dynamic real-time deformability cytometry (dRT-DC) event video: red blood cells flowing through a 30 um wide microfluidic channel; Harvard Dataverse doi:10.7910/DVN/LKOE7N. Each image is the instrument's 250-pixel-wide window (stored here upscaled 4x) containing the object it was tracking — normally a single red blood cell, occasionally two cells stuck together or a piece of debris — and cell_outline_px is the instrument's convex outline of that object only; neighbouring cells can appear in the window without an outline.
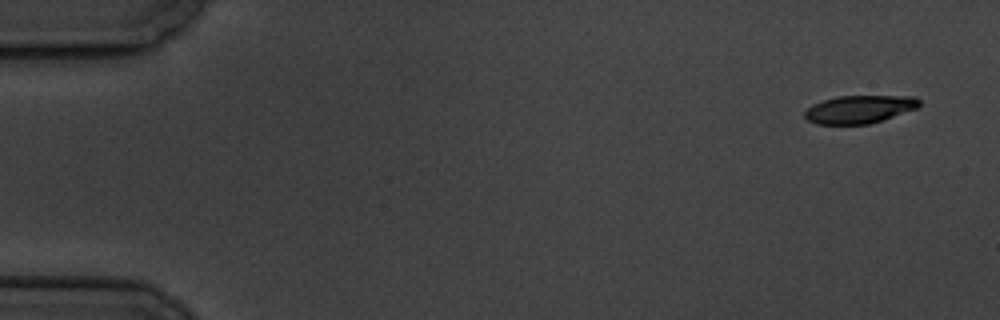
{"species": "common noctule bat (a hibernating species)", "species_latin": "Nyctalus noctula", "temperature_condition": "cold", "stored_images_in_passage": 5, "camera_frame_rate_fps": 3000, "um_per_image_px": 0.085, "animal": {"sex": "male", "body_mass_g": 19.5, "forearm_length_mm": 54.6}, "frame": {"image": 1, "passage_image": 1, "time_ms": 0.0, "image_size_px": [1000, 320], "cell_outline_px": [[920, 104], [916, 108], [868, 124], [816, 124], [808, 120], [804, 116], [804, 112], [812, 104], [836, 96], [916, 96], [920, 100]], "centroid_in_image_um": [73.02, 9.28], "position_along_channel_um": 12.0, "area_um2": 18.44}}
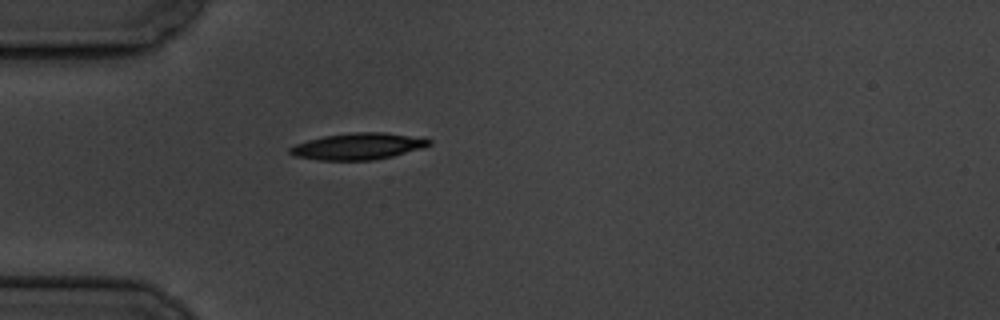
{"frame": {"image": 2, "passage_image": 5, "time_ms": 4.667, "image_size_px": [1000, 320], "cell_outline_px": [[432, 144], [424, 148], [392, 156], [372, 160], [316, 160], [292, 156], [288, 152], [288, 148], [296, 144], [308, 140], [324, 136], [356, 132], [384, 132], [424, 136], [432, 140]], "centroid_in_image_um": [30.49, 12.43], "position_along_channel_um": 54.5, "area_um2": 21.91}}